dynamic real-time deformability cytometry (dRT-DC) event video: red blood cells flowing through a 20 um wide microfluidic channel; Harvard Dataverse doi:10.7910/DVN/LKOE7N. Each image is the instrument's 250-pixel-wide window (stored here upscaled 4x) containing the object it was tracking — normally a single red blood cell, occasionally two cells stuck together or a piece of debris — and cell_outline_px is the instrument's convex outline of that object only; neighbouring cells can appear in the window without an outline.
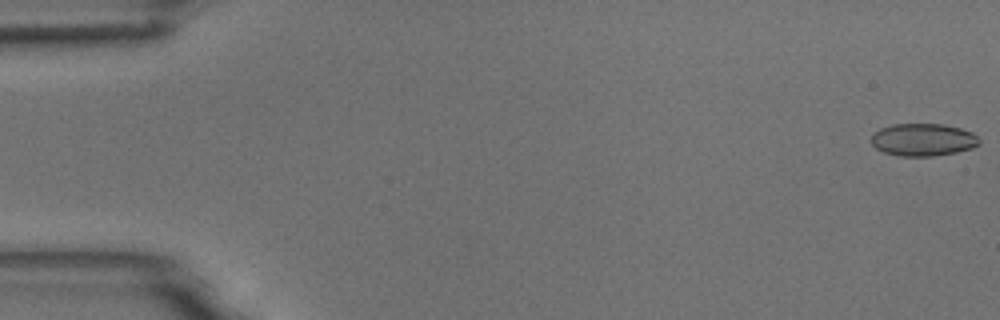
{"species": "common noctule bat (a hibernating species)", "species_latin": "Nyctalus noctula", "temperature_condition": "room temperature", "stored_images_in_passage": 55, "camera_frame_rate_fps": 3000, "um_per_image_px": 0.085, "animal": {"sex": "male", "body_mass_g": 18.8}, "frame": {"image": 1, "passage_image": 1, "time_ms": 0.0, "image_size_px": [1000, 320], "cell_outline_px": [[980, 144], [972, 148], [956, 152], [932, 156], [900, 156], [884, 152], [876, 148], [872, 144], [872, 136], [880, 128], [892, 124], [944, 124], [960, 128], [972, 132], [980, 140]], "centroid_in_image_um": [78.48, 11.87], "position_along_channel_um": 6.5, "area_um2": 20.4}}
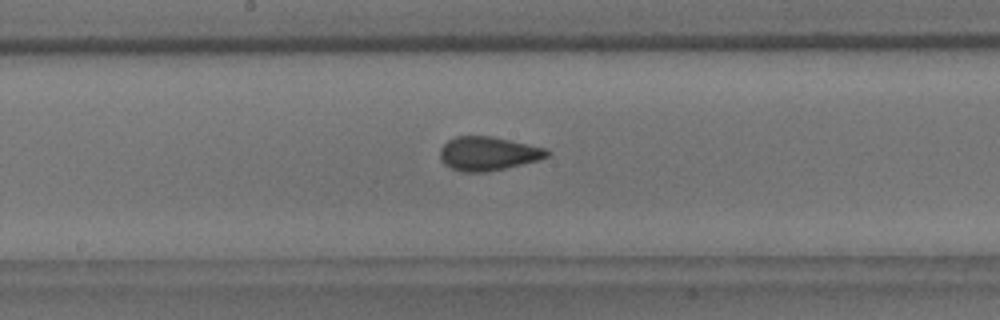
{"frame": {"image": 2, "passage_image": 29, "time_ms": 9.333, "image_size_px": [1000, 320], "cell_outline_px": [[552, 152], [548, 156], [540, 160], [504, 168], [484, 172], [464, 172], [452, 168], [444, 164], [440, 160], [440, 148], [448, 140], [456, 136], [492, 136], [544, 148]], "centroid_in_image_um": [41.47, 13.05], "position_along_channel_um": 206.7, "area_um2": 20.98}}
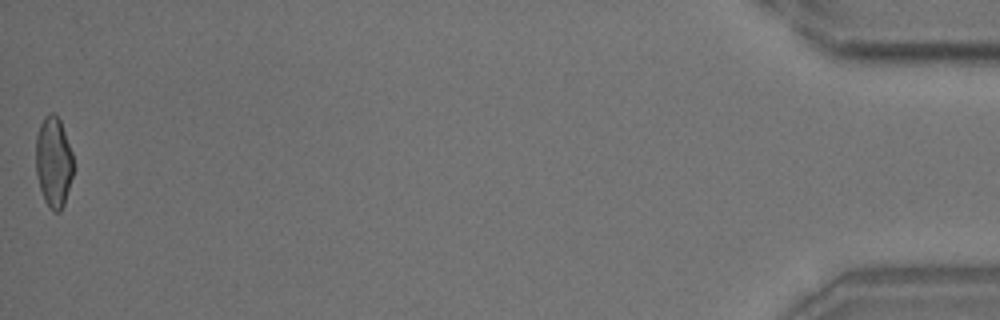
{"frame": {"image": 3, "passage_image": 55, "time_ms": 18.0, "image_size_px": [1000, 320], "cell_outline_px": [[72, 176], [64, 204], [60, 212], [52, 212], [44, 200], [36, 176], [36, 136], [40, 124], [44, 116], [52, 112], [60, 120], [72, 152]], "centroid_in_image_um": [4.53, 13.78], "position_along_channel_um": 430.7, "area_um2": 19.71}, "authors_computed_cell_mechanics": {"area_um2": 20.6924, "velocity_mm_per_s": 3.7043, "shape_relaxation_time_tau1_ms": 7.7657, "shape_relaxation_time_tau2_ms": 1.0457, "deformation_change_tau1": 0.1671, "deformation_change_tau2": 0.0618}}